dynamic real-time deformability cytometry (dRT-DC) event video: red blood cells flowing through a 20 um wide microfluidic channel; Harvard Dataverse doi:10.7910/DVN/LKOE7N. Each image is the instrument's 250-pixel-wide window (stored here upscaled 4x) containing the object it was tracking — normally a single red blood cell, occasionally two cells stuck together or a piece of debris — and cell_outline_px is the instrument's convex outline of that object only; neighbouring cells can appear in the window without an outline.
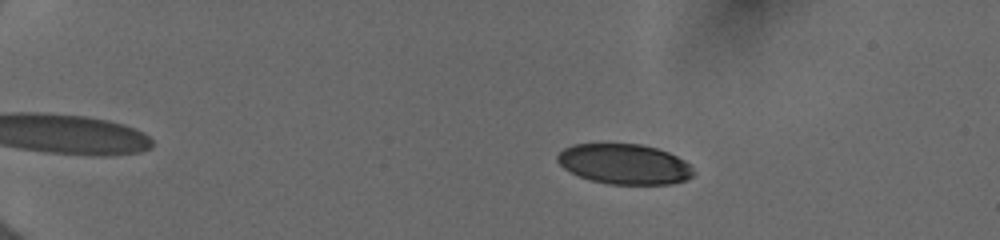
{"species": "human", "species_latin": "Homo sapiens", "temperature_condition": "cold", "stored_images_in_passage": 47, "camera_frame_rate_fps": 3000, "um_per_image_px": 0.085, "donor": {"sex": "female"}, "frame": {"image": 1, "passage_image": 5, "time_ms": 1.333, "image_size_px": [1000, 240], "cell_outline_px": [[696, 172], [692, 176], [684, 180], [672, 184], [608, 184], [588, 180], [564, 168], [556, 160], [556, 156], [564, 148], [572, 144], [640, 144], [656, 148], [668, 152], [684, 160]], "centroid_in_image_um": [53.06, 13.95], "position_along_channel_um": 31.9, "area_um2": 31.85}}
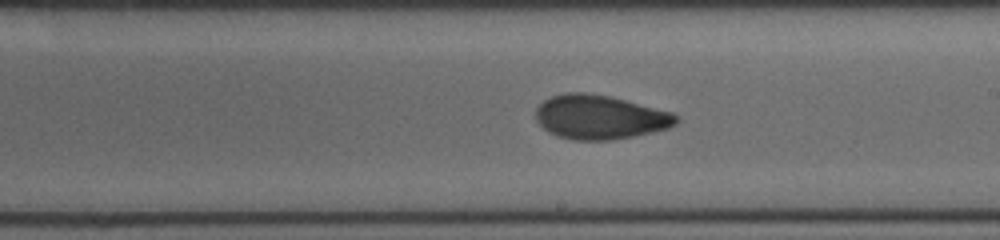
{"frame": {"image": 2, "passage_image": 28, "time_ms": 9.0, "image_size_px": [1000, 240], "cell_outline_px": [[680, 120], [676, 124], [668, 128], [652, 132], [632, 136], [608, 140], [572, 140], [556, 136], [548, 132], [536, 120], [536, 108], [544, 100], [552, 96], [564, 92], [584, 92], [608, 96], [672, 112]], "centroid_in_image_um": [50.96, 9.96], "position_along_channel_um": 238.0, "area_um2": 35.95}}
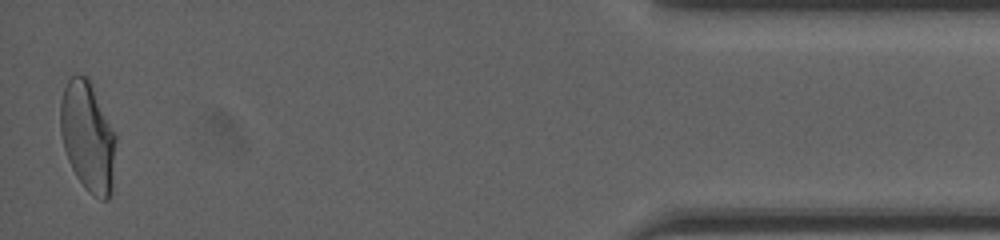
{"frame": {"image": 3, "passage_image": 47, "time_ms": 15.333, "image_size_px": [1000, 240], "cell_outline_px": [[116, 140], [112, 192], [108, 200], [100, 200], [88, 192], [76, 176], [68, 160], [64, 148], [60, 132], [60, 100], [64, 88], [68, 80], [72, 76], [88, 76], [116, 132]], "centroid_in_image_um": [7.48, 11.63], "position_along_channel_um": 427.7, "area_um2": 35.95}, "authors_computed_cell_mechanics": {"area_um2": 35.4314, "velocity_mm_per_s": 3.9995, "shape_relaxation_time_tau1_ms": 8.2806, "shape_relaxation_time_tau2_ms": 1.5623, "deformation_change_tau1": 0.2036, "deformation_change_tau2": 0.0688}}